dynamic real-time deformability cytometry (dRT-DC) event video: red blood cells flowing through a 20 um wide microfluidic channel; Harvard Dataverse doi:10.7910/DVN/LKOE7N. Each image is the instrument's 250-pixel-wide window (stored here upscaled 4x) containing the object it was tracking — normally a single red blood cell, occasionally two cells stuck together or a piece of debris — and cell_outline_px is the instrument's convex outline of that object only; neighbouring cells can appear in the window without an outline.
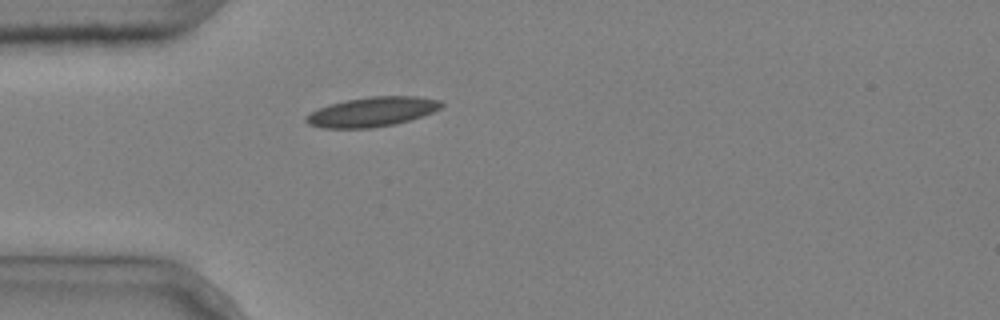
{"species": "common noctule bat (a hibernating species)", "species_latin": "Nyctalus noctula", "temperature_condition": "cold", "stored_images_in_passage": 1, "camera_frame_rate_fps": 3000, "um_per_image_px": 0.085, "animal": {"sex": "male", "body_mass_g": 20.4}, "frame": {"image": 1, "passage_image": 1, "time_ms": 0.0, "image_size_px": [1000, 320], "cell_outline_px": [[444, 104], [440, 108], [432, 112], [396, 124], [372, 128], [324, 128], [308, 124], [304, 120], [304, 116], [328, 104], [344, 100], [368, 96], [416, 96], [440, 100]], "centroid_in_image_um": [31.6, 9.5], "position_along_channel_um": 53.4, "area_um2": 23.35}}